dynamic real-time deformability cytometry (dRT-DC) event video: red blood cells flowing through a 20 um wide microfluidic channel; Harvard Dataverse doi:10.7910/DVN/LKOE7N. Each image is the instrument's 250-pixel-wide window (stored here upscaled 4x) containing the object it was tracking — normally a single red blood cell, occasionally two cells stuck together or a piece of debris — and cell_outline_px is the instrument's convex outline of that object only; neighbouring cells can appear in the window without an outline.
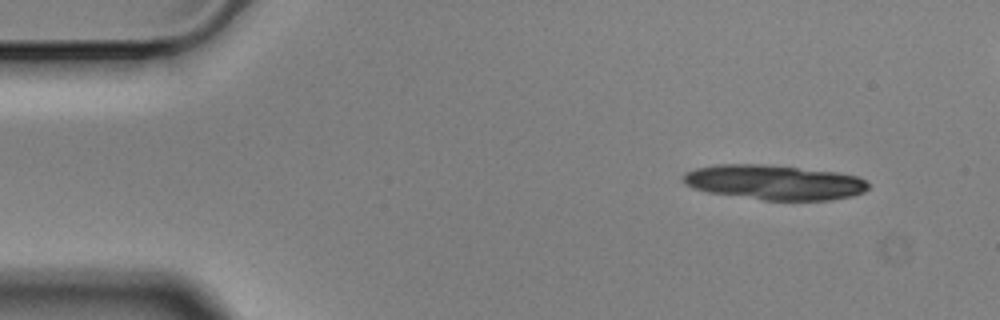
{"species": "Egyptian fruit bat (a non-hibernating species)", "species_latin": "Rousettus aegyptiacus", "temperature_condition": "cold", "stored_images_in_passage": 6, "segment_of_instrument_passage": [2, 2], "camera_frame_rate_fps": 3000, "um_per_image_px": 0.085, "animal": {"sex": "male"}, "frame": {"image": 1, "passage_image": 6, "time_ms": 1.667, "image_size_px": [1000, 320], "cell_outline_px": [[868, 188], [864, 192], [852, 196], [832, 200], [764, 200], [708, 192], [692, 188], [684, 184], [680, 180], [684, 172], [696, 168], [716, 164], [764, 164], [836, 172], [856, 176], [864, 180], [868, 184]], "centroid_in_image_um": [65.75, 15.5], "position_along_channel_um": 19.2, "area_um2": 37.69}}